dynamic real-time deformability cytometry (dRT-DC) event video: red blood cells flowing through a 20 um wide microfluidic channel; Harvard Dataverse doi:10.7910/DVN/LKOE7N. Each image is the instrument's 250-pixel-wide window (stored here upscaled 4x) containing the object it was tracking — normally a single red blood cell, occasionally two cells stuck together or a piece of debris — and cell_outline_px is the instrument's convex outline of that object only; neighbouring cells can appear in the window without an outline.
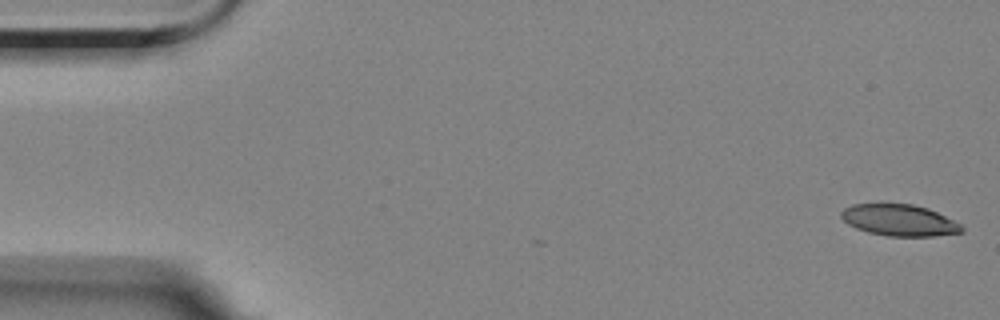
{"species": "Egyptian fruit bat (a non-hibernating species)", "species_latin": "Rousettus aegyptiacus", "temperature_condition": "room temperature", "stored_images_in_passage": 8, "camera_frame_rate_fps": 3000, "um_per_image_px": 0.085, "animal": {"sex": "female"}, "frame": {"image": 1, "passage_image": 1, "time_ms": 0.0, "image_size_px": [1000, 320], "cell_outline_px": [[964, 232], [932, 236], [888, 236], [868, 232], [856, 228], [848, 224], [840, 216], [840, 212], [844, 208], [852, 204], [912, 204], [928, 208], [960, 224], [964, 228]], "centroid_in_image_um": [76.42, 18.72], "position_along_channel_um": 8.6, "area_um2": 21.96}}